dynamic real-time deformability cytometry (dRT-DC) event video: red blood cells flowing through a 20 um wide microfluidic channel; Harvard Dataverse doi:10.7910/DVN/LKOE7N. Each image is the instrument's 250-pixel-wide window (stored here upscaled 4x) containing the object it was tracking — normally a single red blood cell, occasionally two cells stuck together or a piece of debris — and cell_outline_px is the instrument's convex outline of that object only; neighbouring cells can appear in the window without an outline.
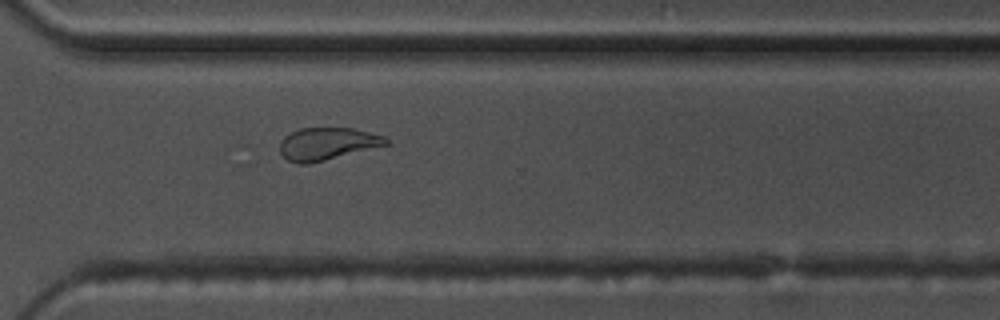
{"species": "common noctule bat (a hibernating species)", "species_latin": "Nyctalus noctula", "temperature_condition": "warm", "stored_images_in_passage": 57, "camera_frame_rate_fps": 3000, "um_per_image_px": 0.085, "animal": {"sex": "male", "body_mass_g": 17.5, "forearm_length_mm": 52.3}, "frame": {"image": 1, "passage_image": 42, "time_ms": 13.667, "image_size_px": [1000, 320], "cell_outline_px": [[388, 144], [308, 164], [296, 164], [288, 160], [280, 152], [280, 140], [284, 136], [300, 128], [352, 128], [384, 136], [388, 140]], "centroid_in_image_um": [27.77, 12.22], "position_along_channel_um": 342.8, "area_um2": 19.77}}
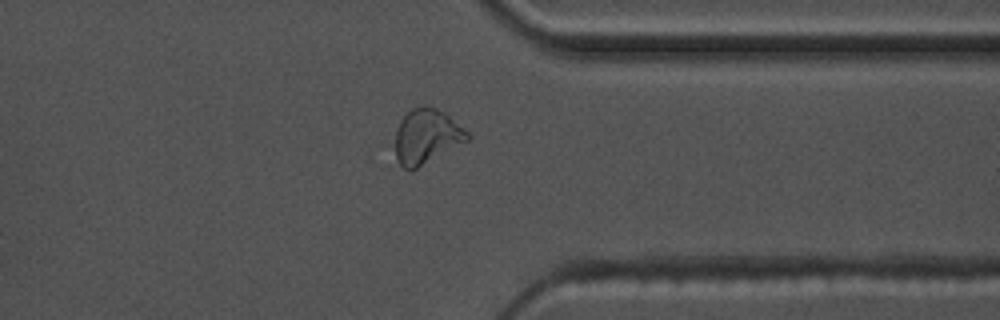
{"frame": {"image": 2, "passage_image": 45, "time_ms": 14.667, "image_size_px": [1000, 320], "cell_outline_px": [[472, 136], [468, 140], [412, 172], [408, 172], [400, 164], [396, 156], [396, 132], [400, 120], [412, 108], [420, 104], [436, 108], [444, 112], [464, 128]], "centroid_in_image_um": [36.26, 11.61], "position_along_channel_um": 375.1, "area_um2": 23.18}}
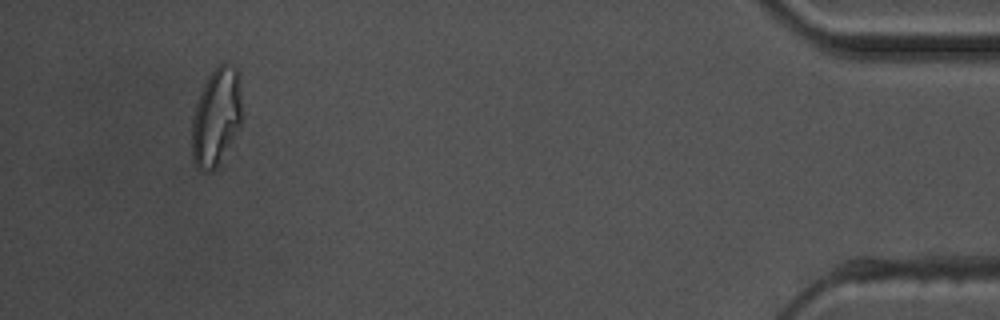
{"frame": {"image": 3, "passage_image": 54, "time_ms": 17.667, "image_size_px": [1000, 320], "cell_outline_px": [[244, 116], [232, 140], [216, 168], [212, 172], [208, 172], [196, 168], [192, 160], [192, 120], [196, 104], [200, 92], [208, 76], [224, 60], [236, 68], [240, 76]], "centroid_in_image_um": [18.41, 9.92], "position_along_channel_um": 416.8, "area_um2": 29.07}, "authors_computed_cell_mechanics": {"area_um2": 20.4034, "velocity_mm_per_s": 3.5902, "shape_relaxation_time_tau1_ms": 5.7587, "shape_relaxation_time_tau2_ms": 2.4564, "deformation_change_tau1": 0.2036, "deformation_change_tau2": 0.1008}}